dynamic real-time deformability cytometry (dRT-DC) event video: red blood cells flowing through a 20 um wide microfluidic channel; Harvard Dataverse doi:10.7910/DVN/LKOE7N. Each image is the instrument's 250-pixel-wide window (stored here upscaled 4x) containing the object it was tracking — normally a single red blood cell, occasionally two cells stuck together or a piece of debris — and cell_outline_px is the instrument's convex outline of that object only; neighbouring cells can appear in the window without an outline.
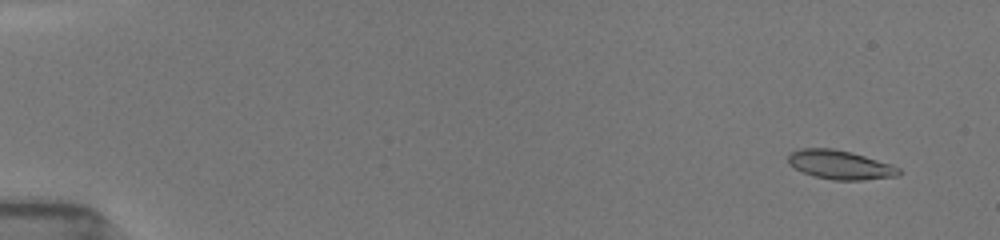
{"species": "common noctule bat (a hibernating species)", "species_latin": "Nyctalus noctula", "temperature_condition": "room temperature", "stored_images_in_passage": 7, "camera_frame_rate_fps": 3000, "um_per_image_px": 0.085, "animal": {"sex": "female", "body_mass_g": 19.5, "forearm_length_mm": 54.1}, "frame": {"image": 1, "passage_image": 1, "time_ms": 0.0, "image_size_px": [1000, 240], "cell_outline_px": [[900, 172], [896, 176], [864, 180], [832, 180], [816, 176], [804, 172], [788, 164], [788, 156], [792, 152], [800, 148], [832, 148], [852, 152], [892, 164], [900, 168]], "centroid_in_image_um": [71.42, 14.0], "position_along_channel_um": 13.6, "area_um2": 18.61}}
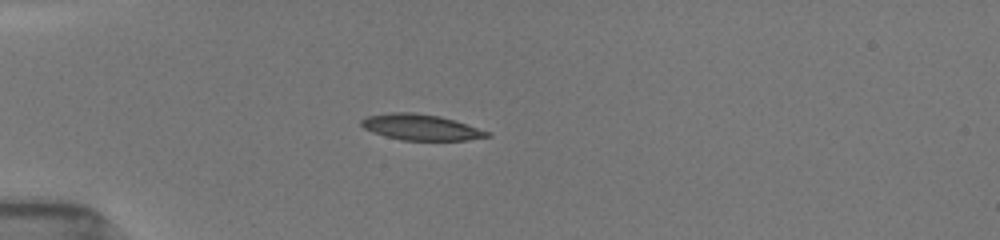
{"frame": {"image": 2, "passage_image": 5, "time_ms": 4.0, "image_size_px": [1000, 240], "cell_outline_px": [[492, 136], [468, 140], [400, 140], [372, 132], [364, 128], [360, 124], [360, 120], [368, 116], [392, 112], [412, 112], [440, 116], [492, 132]], "centroid_in_image_um": [35.79, 10.82], "position_along_channel_um": 49.2, "area_um2": 18.96}}
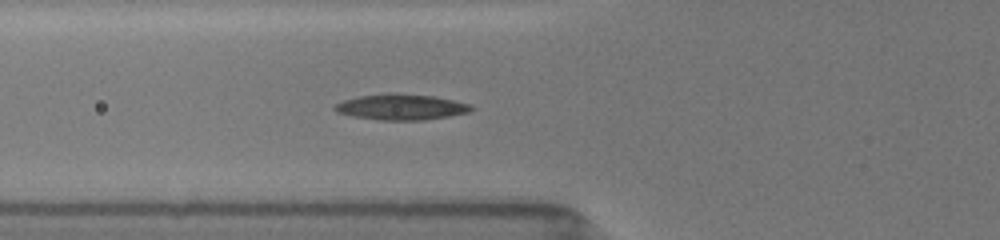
{"frame": {"image": 3, "passage_image": 7, "time_ms": 5.667, "image_size_px": [1000, 240], "cell_outline_px": [[472, 108], [468, 112], [448, 116], [424, 120], [380, 120], [352, 116], [336, 112], [332, 108], [336, 104], [344, 100], [360, 96], [388, 92], [392, 92], [436, 96], [472, 104]], "centroid_in_image_um": [34.09, 9.08], "position_along_channel_um": 91.7, "area_um2": 20.63}}